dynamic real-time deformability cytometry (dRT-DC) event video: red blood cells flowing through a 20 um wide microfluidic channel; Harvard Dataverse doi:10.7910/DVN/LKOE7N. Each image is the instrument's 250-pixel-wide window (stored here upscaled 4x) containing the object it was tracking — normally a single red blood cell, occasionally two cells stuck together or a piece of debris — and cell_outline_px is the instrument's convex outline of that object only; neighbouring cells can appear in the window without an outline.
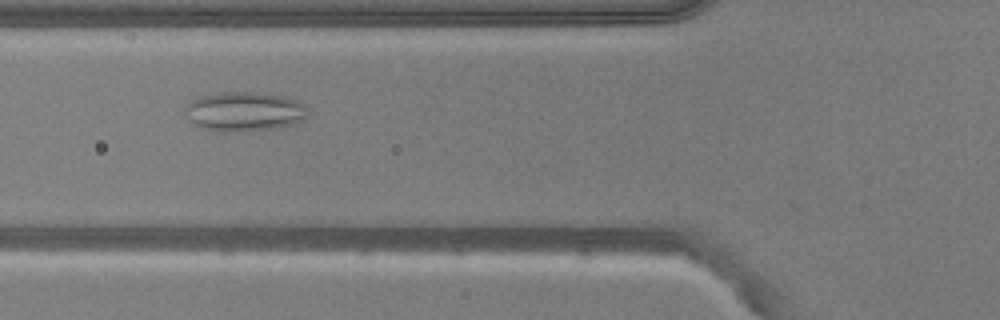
{"species": "common noctule bat (a hibernating species)", "species_latin": "Nyctalus noctula", "temperature_condition": "warm", "stored_images_in_passage": 46, "camera_frame_rate_fps": 3000, "um_per_image_px": 0.085, "animal": {"sex": "male", "body_mass_g": 20.5, "forearm_length_mm": 52.5}, "frame": {"image": 1, "passage_image": 13, "time_ms": 4.0, "image_size_px": [1000, 320], "cell_outline_px": [[308, 116], [304, 120], [296, 124], [272, 128], [220, 132], [204, 128], [188, 120], [184, 108], [192, 100], [200, 96], [220, 92], [260, 92], [288, 96], [300, 100], [304, 104]], "centroid_in_image_um": [20.81, 9.45], "position_along_channel_um": 105.0, "area_um2": 28.32}}
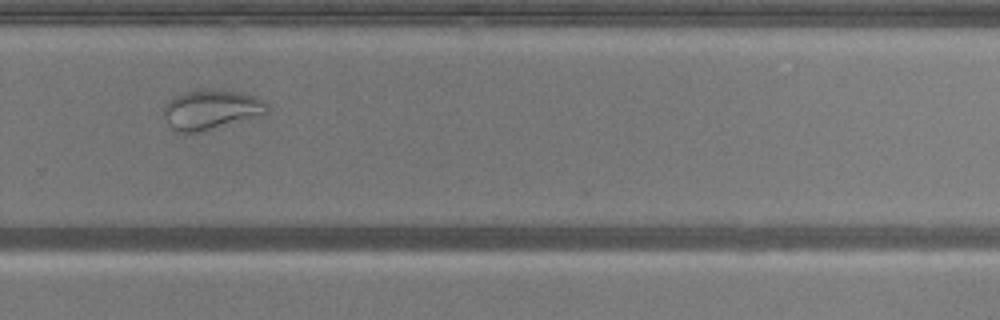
{"frame": {"image": 2, "passage_image": 29, "time_ms": 9.333, "image_size_px": [1000, 320], "cell_outline_px": [[268, 112], [200, 132], [176, 132], [168, 124], [164, 116], [164, 104], [168, 100], [184, 92], [240, 92], [252, 96], [268, 104]], "centroid_in_image_um": [17.88, 9.35], "position_along_channel_um": 311.9, "area_um2": 22.72}}
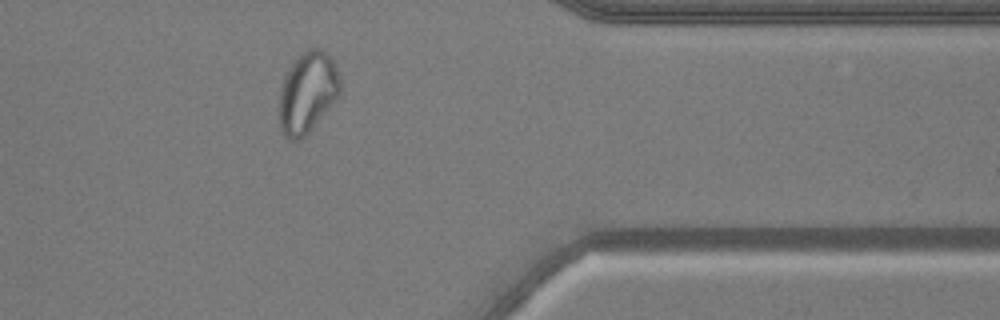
{"frame": {"image": 3, "passage_image": 36, "time_ms": 11.667, "image_size_px": [1000, 320], "cell_outline_px": [[340, 92], [308, 132], [300, 140], [288, 140], [280, 124], [280, 88], [288, 68], [292, 60], [308, 48], [320, 48], [332, 60], [336, 68], [340, 80]], "centroid_in_image_um": [26.11, 7.82], "position_along_channel_um": 385.3, "area_um2": 28.09}, "authors_computed_cell_mechanics": {"area_um2": 28.2642, "velocity_mm_per_s": 3.8809, "shape_relaxation_time_tau1_ms": null, "shape_relaxation_time_tau2_ms": 1.3312, "deformation_change_tau1": null, "deformation_change_tau2": 0.0627}}